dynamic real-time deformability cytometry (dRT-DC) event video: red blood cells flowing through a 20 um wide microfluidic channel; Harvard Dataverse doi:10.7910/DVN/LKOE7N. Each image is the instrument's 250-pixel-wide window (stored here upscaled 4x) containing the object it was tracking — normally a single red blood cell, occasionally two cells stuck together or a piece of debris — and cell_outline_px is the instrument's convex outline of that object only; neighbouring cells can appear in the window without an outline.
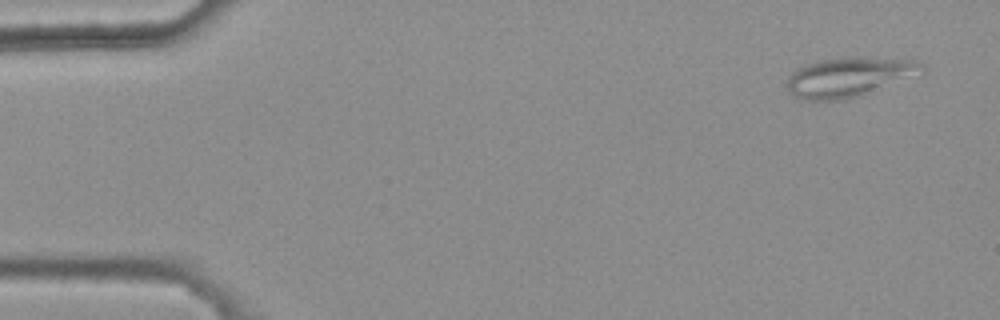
{"species": "common noctule bat (a hibernating species)", "species_latin": "Nyctalus noctula", "temperature_condition": "warm", "stored_images_in_passage": 5, "camera_frame_rate_fps": 3000, "um_per_image_px": 0.085, "animal": {"sex": "female", "body_mass_g": 25.1}, "frame": {"image": 1, "passage_image": 1, "time_ms": 0.0, "image_size_px": [1000, 320], "cell_outline_px": [[924, 68], [860, 96], [840, 100], [804, 100], [796, 96], [788, 88], [788, 76], [792, 72], [804, 64], [820, 60], [848, 56], [860, 56], [916, 60]], "centroid_in_image_um": [72.03, 6.52], "position_along_channel_um": 13.0, "area_um2": 30.11}}